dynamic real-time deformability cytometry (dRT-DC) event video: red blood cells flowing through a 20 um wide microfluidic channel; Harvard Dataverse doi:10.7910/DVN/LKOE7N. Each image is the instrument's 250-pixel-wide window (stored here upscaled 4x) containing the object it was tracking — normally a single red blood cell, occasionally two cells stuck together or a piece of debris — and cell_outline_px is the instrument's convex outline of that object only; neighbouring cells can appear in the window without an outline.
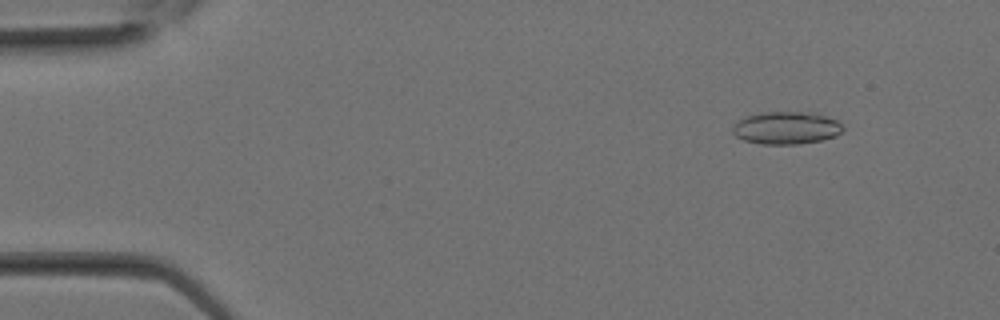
{"species": "Egyptian fruit bat (a non-hibernating species)", "species_latin": "Rousettus aegyptiacus", "temperature_condition": "room temperature", "stored_images_in_passage": 16, "camera_frame_rate_fps": 3000, "um_per_image_px": 0.085, "animal": {"sex": "female"}, "frame": {"image": 1, "passage_image": 1, "time_ms": 0.0, "image_size_px": [1000, 320], "cell_outline_px": [[844, 128], [836, 136], [820, 140], [796, 144], [760, 144], [744, 140], [736, 136], [732, 132], [732, 124], [744, 116], [764, 112], [812, 112], [836, 120]], "centroid_in_image_um": [66.78, 10.87], "position_along_channel_um": 18.2, "area_um2": 20.92}}
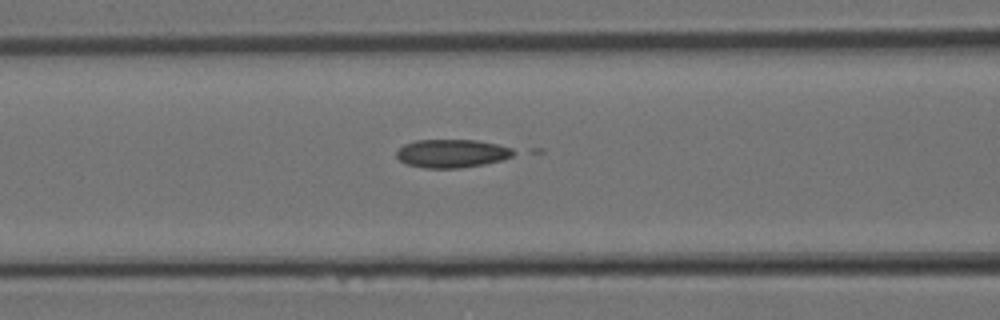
{"frame": {"image": 2, "passage_image": 10, "time_ms": 3.0, "image_size_px": [1000, 320], "cell_outline_px": [[520, 152], [512, 156], [500, 160], [484, 164], [460, 168], [424, 168], [408, 164], [400, 160], [396, 156], [396, 152], [404, 144], [416, 140], [476, 140], [496, 144], [512, 148]], "centroid_in_image_um": [38.44, 13.04], "position_along_channel_um": 128.2, "area_um2": 19.31}}
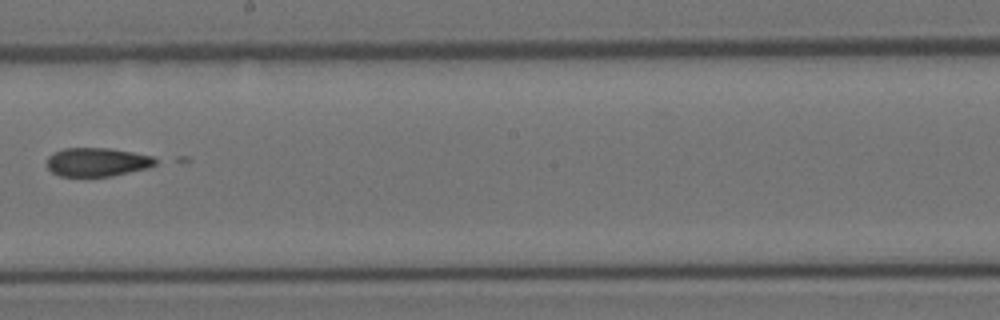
{"frame": {"image": 3, "passage_image": 15, "time_ms": 4.667, "image_size_px": [1000, 320], "cell_outline_px": [[160, 160], [156, 164], [148, 168], [112, 176], [60, 176], [52, 172], [48, 168], [48, 156], [52, 152], [64, 148], [108, 148], [132, 152], [152, 156]], "centroid_in_image_um": [8.27, 13.77], "position_along_channel_um": 239.9, "area_um2": 18.21}}